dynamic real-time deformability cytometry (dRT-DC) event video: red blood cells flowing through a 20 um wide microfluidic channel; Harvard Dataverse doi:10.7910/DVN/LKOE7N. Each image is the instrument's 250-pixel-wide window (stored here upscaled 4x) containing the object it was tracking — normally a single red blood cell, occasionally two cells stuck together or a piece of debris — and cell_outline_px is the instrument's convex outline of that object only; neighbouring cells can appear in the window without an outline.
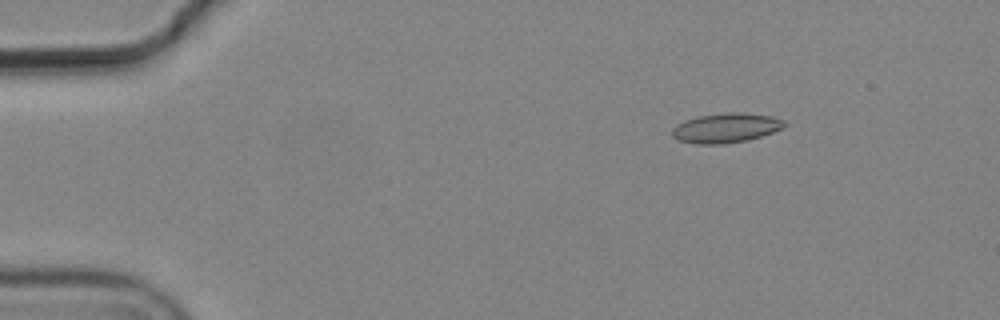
{"species": "common noctule bat (a hibernating species)", "species_latin": "Nyctalus noctula", "temperature_condition": "cold", "stored_images_in_passage": 6, "camera_frame_rate_fps": 3000, "um_per_image_px": 0.085, "animal": {"sex": "male", "body_mass_g": 19.2, "forearm_length_mm": 51.8}, "frame": {"image": 1, "passage_image": 2, "time_ms": 0.333, "image_size_px": [1000, 320], "cell_outline_px": [[784, 128], [748, 140], [720, 144], [696, 144], [680, 140], [672, 136], [672, 128], [676, 124], [684, 120], [696, 116], [728, 112], [744, 112], [772, 116], [784, 120]], "centroid_in_image_um": [61.68, 10.86], "position_along_channel_um": 23.3, "area_um2": 19.42}}
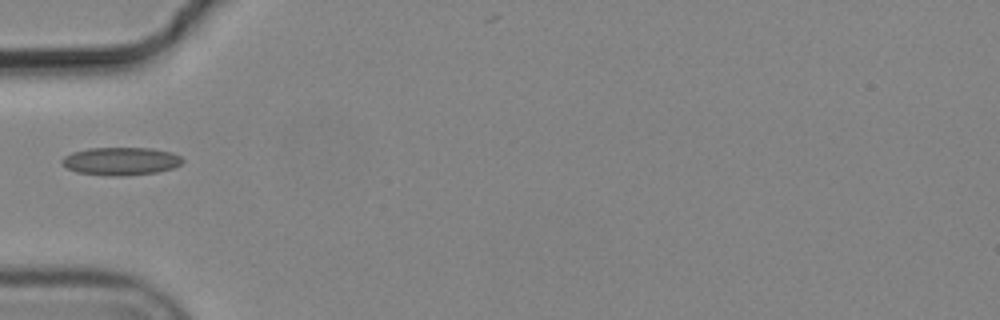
{"frame": {"image": 2, "passage_image": 5, "time_ms": 1.333, "image_size_px": [1000, 320], "cell_outline_px": [[184, 160], [180, 164], [172, 168], [156, 172], [124, 176], [108, 176], [76, 172], [68, 168], [60, 160], [64, 156], [72, 152], [88, 148], [152, 148], [172, 152], [180, 156]], "centroid_in_image_um": [10.27, 13.7], "position_along_channel_um": 74.7, "area_um2": 19.65}}
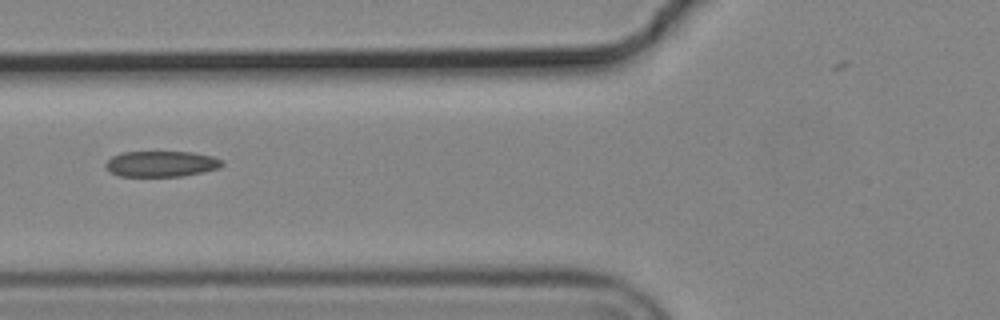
{"frame": {"image": 3, "passage_image": 6, "time_ms": 1.667, "image_size_px": [1000, 320], "cell_outline_px": [[224, 164], [220, 168], [204, 172], [180, 176], [120, 176], [112, 172], [104, 164], [112, 156], [124, 152], [192, 152], [212, 156], [224, 160]], "centroid_in_image_um": [13.77, 13.92], "position_along_channel_um": 112.0, "area_um2": 17.46}}